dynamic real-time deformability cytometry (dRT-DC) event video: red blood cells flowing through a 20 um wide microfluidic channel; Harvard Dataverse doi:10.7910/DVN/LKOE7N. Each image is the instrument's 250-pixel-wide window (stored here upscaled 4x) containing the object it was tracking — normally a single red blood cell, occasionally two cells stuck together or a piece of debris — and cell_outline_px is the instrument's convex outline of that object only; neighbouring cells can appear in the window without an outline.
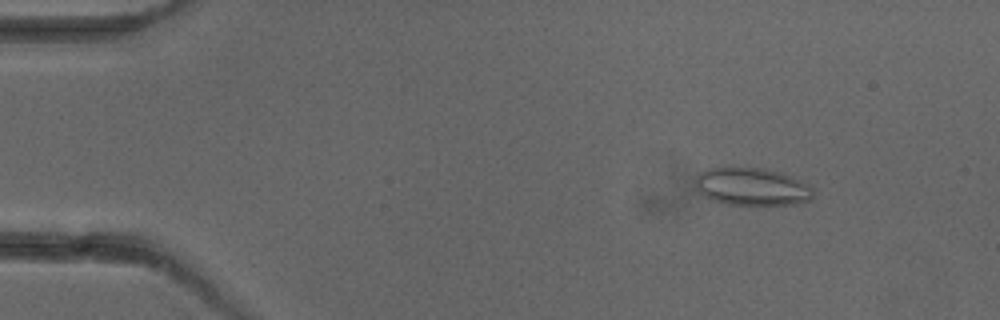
{"species": "common noctule bat (a hibernating species)", "species_latin": "Nyctalus noctula", "temperature_condition": "cold", "stored_images_in_passage": 4, "camera_frame_rate_fps": 3000, "um_per_image_px": 0.085, "animal": {"sex": "female"}, "frame": {"image": 1, "passage_image": 3, "time_ms": 2.0, "image_size_px": [1000, 320], "cell_outline_px": [[812, 200], [796, 204], [728, 204], [704, 196], [696, 188], [696, 176], [700, 172], [708, 168], [764, 168], [780, 172], [792, 176], [808, 184], [812, 188]], "centroid_in_image_um": [63.94, 15.86], "position_along_channel_um": 21.1, "area_um2": 25.61}}